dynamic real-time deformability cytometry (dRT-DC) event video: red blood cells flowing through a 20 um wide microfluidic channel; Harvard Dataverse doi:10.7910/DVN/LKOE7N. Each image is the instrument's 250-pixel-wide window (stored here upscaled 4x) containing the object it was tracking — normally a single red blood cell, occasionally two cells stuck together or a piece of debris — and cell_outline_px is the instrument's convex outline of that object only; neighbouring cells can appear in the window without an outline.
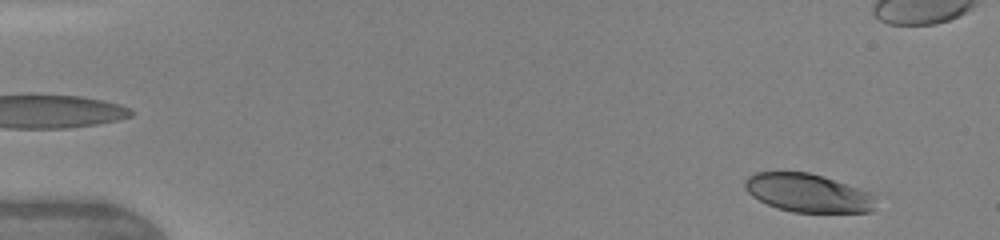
{"species": "human", "species_latin": "Homo sapiens", "temperature_condition": "warm", "stored_images_in_passage": 46, "camera_frame_rate_fps": 3000, "um_per_image_px": 0.085, "donor": {"sex": "female"}, "frame": {"image": 1, "passage_image": 1, "time_ms": 0.0, "image_size_px": [1000, 240], "cell_outline_px": [[876, 196], [872, 212], [792, 212], [776, 208], [752, 196], [744, 188], [744, 180], [748, 176], [756, 172], [808, 172], [860, 188]], "centroid_in_image_um": [68.65, 16.4], "position_along_channel_um": 16.3, "area_um2": 29.19}}
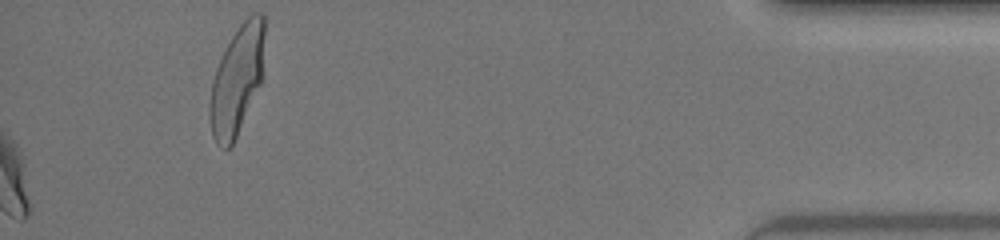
{"frame": {"image": 2, "passage_image": 46, "time_ms": 15.0, "image_size_px": [1000, 240], "cell_outline_px": [[264, 80], [232, 144], [228, 148], [224, 148], [216, 144], [212, 136], [208, 112], [208, 108], [212, 84], [216, 68], [232, 36], [240, 24], [252, 12], [260, 12], [264, 16]], "centroid_in_image_um": [20.17, 6.81], "position_along_channel_um": 415.0, "area_um2": 35.08}, "authors_computed_cell_mechanics": {"area_um2": 32.3969, "velocity_mm_per_s": 4.2555, "shape_relaxation_time_tau1_ms": 2.7029, "shape_relaxation_time_tau2_ms": null, "deformation_change_tau1": 0.1709, "deformation_change_tau2": null}}